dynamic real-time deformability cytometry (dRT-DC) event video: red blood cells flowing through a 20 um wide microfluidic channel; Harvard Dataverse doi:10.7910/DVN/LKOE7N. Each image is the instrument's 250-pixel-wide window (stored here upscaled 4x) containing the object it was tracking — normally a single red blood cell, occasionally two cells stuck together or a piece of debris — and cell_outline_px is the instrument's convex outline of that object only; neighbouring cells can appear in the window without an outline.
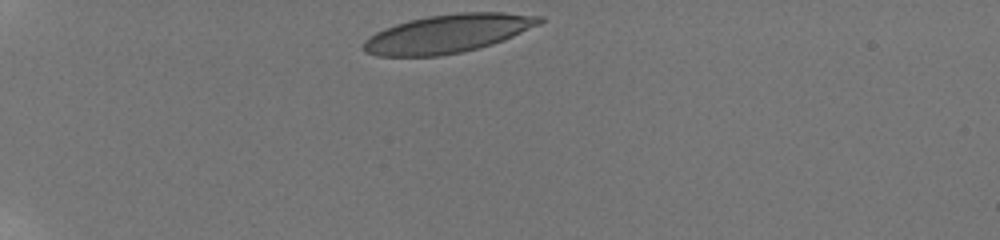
{"species": "human", "species_latin": "Homo sapiens", "temperature_condition": "room temperature", "stored_images_in_passage": 36, "camera_frame_rate_fps": 3000, "um_per_image_px": 0.085, "donor": {"sex": "male"}, "frame": {"image": 1, "passage_image": 1, "time_ms": 0.0, "image_size_px": [1000, 240], "cell_outline_px": [[544, 20], [540, 24], [504, 40], [492, 44], [460, 52], [440, 56], [376, 56], [364, 52], [360, 48], [364, 40], [368, 36], [384, 28], [408, 20], [428, 16], [460, 12], [504, 12], [544, 16]], "centroid_in_image_um": [38.04, 2.85], "position_along_channel_um": 47.0, "area_um2": 39.59}}
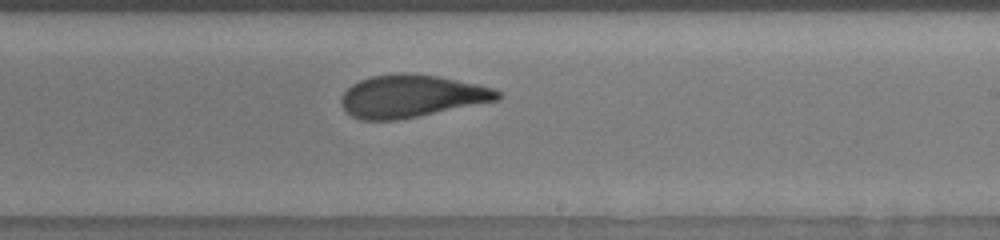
{"frame": {"image": 2, "passage_image": 22, "time_ms": 7.0, "image_size_px": [1000, 240], "cell_outline_px": [[504, 96], [500, 100], [396, 120], [360, 120], [352, 116], [340, 104], [340, 96], [352, 84], [360, 80], [372, 76], [396, 72], [404, 72], [436, 76], [476, 84], [492, 88], [504, 92]], "centroid_in_image_um": [34.98, 8.16], "position_along_channel_um": 254.0, "area_um2": 38.78}}
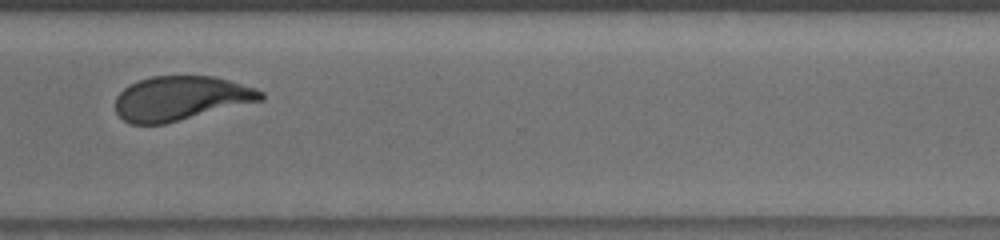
{"frame": {"image": 3, "passage_image": 30, "time_ms": 9.667, "image_size_px": [1000, 240], "cell_outline_px": [[264, 100], [164, 124], [132, 124], [124, 120], [116, 112], [116, 96], [128, 84], [136, 80], [152, 76], [212, 76], [228, 80], [256, 88], [264, 92]], "centroid_in_image_um": [15.36, 8.35], "position_along_channel_um": 355.2, "area_um2": 37.63}, "authors_computed_cell_mechanics": {"area_um2": 38.8705, "velocity_mm_per_s": 3.7885, "shape_relaxation_time_tau1_ms": 10.0576, "shape_relaxation_time_tau2_ms": 1.367, "deformation_change_tau1": 0.2799, "deformation_change_tau2": 0.093}}